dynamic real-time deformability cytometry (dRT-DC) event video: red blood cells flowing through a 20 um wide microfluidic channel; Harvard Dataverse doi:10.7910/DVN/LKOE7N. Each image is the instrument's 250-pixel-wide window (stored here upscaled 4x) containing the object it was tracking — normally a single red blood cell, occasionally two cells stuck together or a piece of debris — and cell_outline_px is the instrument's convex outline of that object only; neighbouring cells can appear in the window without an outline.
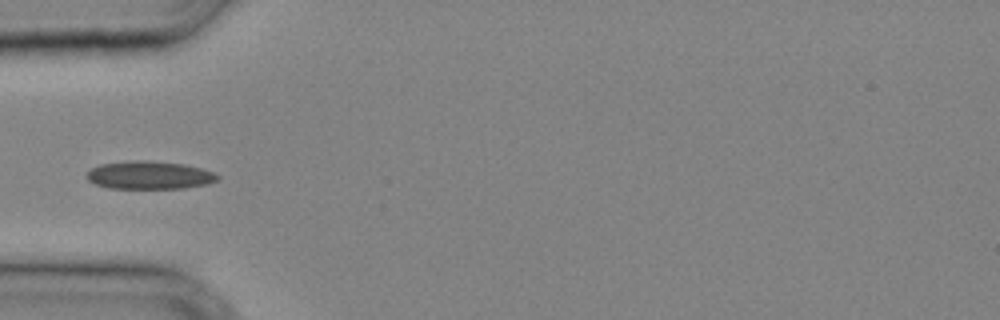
{"species": "common noctule bat (a hibernating species)", "species_latin": "Nyctalus noctula", "temperature_condition": "cold", "stored_images_in_passage": 32, "camera_frame_rate_fps": 3000, "um_per_image_px": 0.085, "animal": {"sex": "male", "body_mass_g": 20.4}, "frame": {"image": 1, "passage_image": 10, "time_ms": 3.0, "image_size_px": [1000, 320], "cell_outline_px": [[220, 180], [208, 184], [184, 188], [112, 188], [96, 184], [88, 180], [84, 176], [92, 168], [100, 164], [132, 160], [144, 160], [184, 164], [216, 172], [220, 176]], "centroid_in_image_um": [12.74, 14.88], "position_along_channel_um": 72.3, "area_um2": 21.44}}